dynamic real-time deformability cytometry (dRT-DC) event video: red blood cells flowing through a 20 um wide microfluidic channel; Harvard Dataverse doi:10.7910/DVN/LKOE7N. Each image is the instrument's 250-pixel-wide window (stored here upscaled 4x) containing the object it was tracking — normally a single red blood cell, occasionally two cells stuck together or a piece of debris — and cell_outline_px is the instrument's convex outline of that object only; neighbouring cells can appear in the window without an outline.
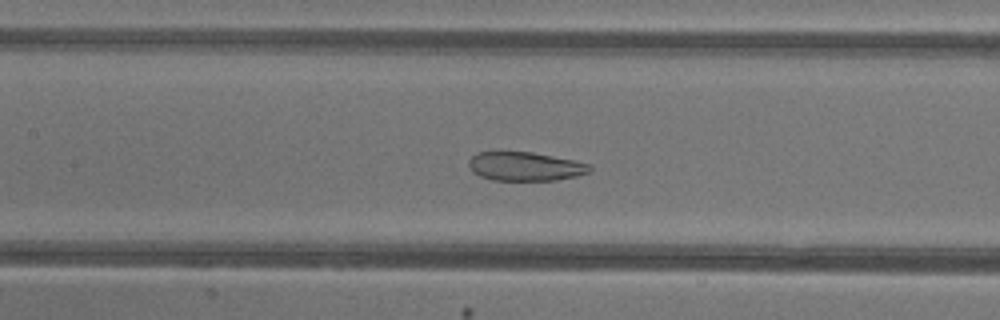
{"species": "common noctule bat (a hibernating species)", "species_latin": "Nyctalus noctula", "temperature_condition": "warm", "stored_images_in_passage": 49, "camera_frame_rate_fps": 3000, "um_per_image_px": 0.085, "animal": {"sex": "female"}, "frame": {"image": 1, "passage_image": 24, "time_ms": 7.667, "image_size_px": [1000, 320], "cell_outline_px": [[592, 172], [576, 176], [556, 180], [492, 180], [480, 176], [472, 172], [468, 164], [468, 160], [476, 152], [532, 152], [592, 164]], "centroid_in_image_um": [44.64, 14.15], "position_along_channel_um": 162.8, "area_um2": 20.4}}
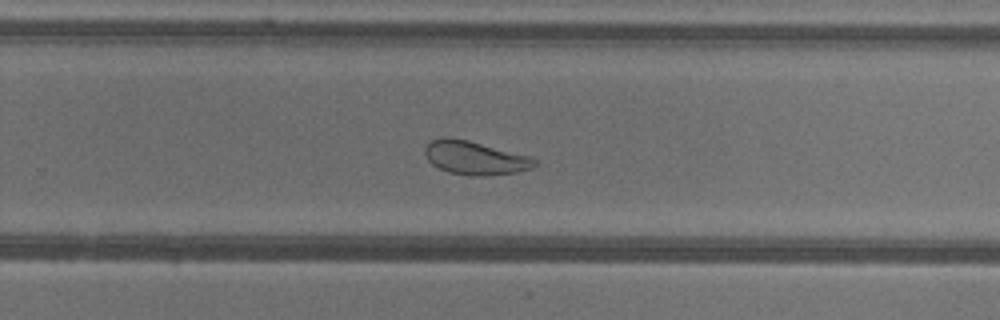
{"frame": {"image": 2, "passage_image": 33, "time_ms": 10.667, "image_size_px": [1000, 320], "cell_outline_px": [[536, 164], [532, 168], [516, 172], [484, 176], [480, 176], [448, 172], [432, 164], [428, 160], [424, 152], [424, 148], [432, 140], [444, 136], [448, 136], [468, 140], [532, 156], [536, 160]], "centroid_in_image_um": [40.38, 13.4], "position_along_channel_um": 289.4, "area_um2": 21.44}}
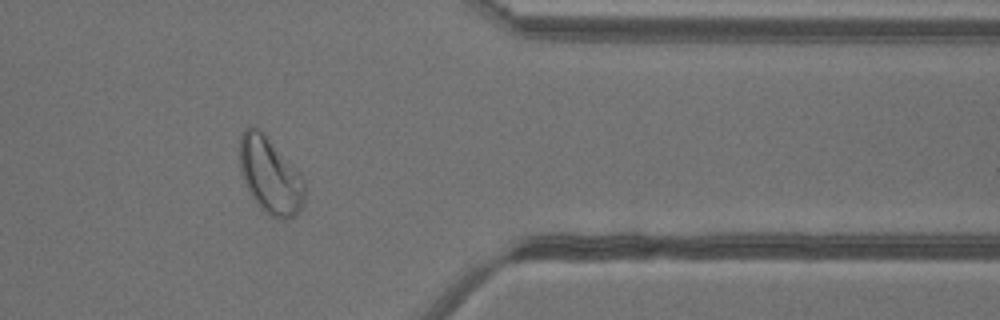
{"frame": {"image": 3, "passage_image": 41, "time_ms": 13.333, "image_size_px": [1000, 320], "cell_outline_px": [[304, 200], [300, 212], [284, 220], [280, 220], [268, 216], [260, 208], [252, 196], [244, 180], [240, 168], [240, 136], [244, 128], [260, 128], [304, 180]], "centroid_in_image_um": [22.95, 14.96], "position_along_channel_um": 388.4, "area_um2": 28.44}}